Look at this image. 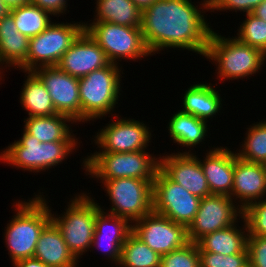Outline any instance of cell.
Segmentation results:
<instances>
[{"instance_id": "cell-1", "label": "cell", "mask_w": 266, "mask_h": 267, "mask_svg": "<svg viewBox=\"0 0 266 267\" xmlns=\"http://www.w3.org/2000/svg\"><path fill=\"white\" fill-rule=\"evenodd\" d=\"M192 3V0H156L142 11L140 28L151 56L164 48L187 49L205 56L212 31L203 14L209 11V0L197 2L200 6Z\"/></svg>"}, {"instance_id": "cell-2", "label": "cell", "mask_w": 266, "mask_h": 267, "mask_svg": "<svg viewBox=\"0 0 266 267\" xmlns=\"http://www.w3.org/2000/svg\"><path fill=\"white\" fill-rule=\"evenodd\" d=\"M40 192L31 200L16 201V213L4 230V240L12 264L18 260L34 257L38 238L51 222V208ZM43 196V197H42ZM10 253V254H9Z\"/></svg>"}, {"instance_id": "cell-3", "label": "cell", "mask_w": 266, "mask_h": 267, "mask_svg": "<svg viewBox=\"0 0 266 267\" xmlns=\"http://www.w3.org/2000/svg\"><path fill=\"white\" fill-rule=\"evenodd\" d=\"M204 57L216 64L217 78L223 82L254 76L266 61V55L259 49L242 43L236 37L221 36L213 29Z\"/></svg>"}, {"instance_id": "cell-4", "label": "cell", "mask_w": 266, "mask_h": 267, "mask_svg": "<svg viewBox=\"0 0 266 267\" xmlns=\"http://www.w3.org/2000/svg\"><path fill=\"white\" fill-rule=\"evenodd\" d=\"M85 174L100 180L137 178L154 181L159 168V157L147 150L135 152H94L83 160Z\"/></svg>"}, {"instance_id": "cell-5", "label": "cell", "mask_w": 266, "mask_h": 267, "mask_svg": "<svg viewBox=\"0 0 266 267\" xmlns=\"http://www.w3.org/2000/svg\"><path fill=\"white\" fill-rule=\"evenodd\" d=\"M22 137L0 152V161L24 171L40 172L49 170L67 159L77 150L78 141L40 142L24 129ZM77 147V148H76ZM76 148V149H75Z\"/></svg>"}, {"instance_id": "cell-6", "label": "cell", "mask_w": 266, "mask_h": 267, "mask_svg": "<svg viewBox=\"0 0 266 267\" xmlns=\"http://www.w3.org/2000/svg\"><path fill=\"white\" fill-rule=\"evenodd\" d=\"M121 70L117 64L109 63L78 79L81 122L102 119L108 114L114 116L112 113L121 95Z\"/></svg>"}, {"instance_id": "cell-7", "label": "cell", "mask_w": 266, "mask_h": 267, "mask_svg": "<svg viewBox=\"0 0 266 267\" xmlns=\"http://www.w3.org/2000/svg\"><path fill=\"white\" fill-rule=\"evenodd\" d=\"M87 195L84 192L74 195L61 216L51 213V221L60 230L70 253L77 261L91 248L96 215L101 210L99 203Z\"/></svg>"}, {"instance_id": "cell-8", "label": "cell", "mask_w": 266, "mask_h": 267, "mask_svg": "<svg viewBox=\"0 0 266 267\" xmlns=\"http://www.w3.org/2000/svg\"><path fill=\"white\" fill-rule=\"evenodd\" d=\"M72 23L52 22L43 32L30 38L27 59L18 70L33 72L41 67L56 66L63 54L84 31L85 22Z\"/></svg>"}, {"instance_id": "cell-9", "label": "cell", "mask_w": 266, "mask_h": 267, "mask_svg": "<svg viewBox=\"0 0 266 267\" xmlns=\"http://www.w3.org/2000/svg\"><path fill=\"white\" fill-rule=\"evenodd\" d=\"M84 30L103 49L110 63L118 65L121 59L136 61L151 55L140 27H127L109 22H86Z\"/></svg>"}, {"instance_id": "cell-10", "label": "cell", "mask_w": 266, "mask_h": 267, "mask_svg": "<svg viewBox=\"0 0 266 267\" xmlns=\"http://www.w3.org/2000/svg\"><path fill=\"white\" fill-rule=\"evenodd\" d=\"M112 206L107 212L127 219L131 224L153 211V182L137 178L100 181Z\"/></svg>"}, {"instance_id": "cell-11", "label": "cell", "mask_w": 266, "mask_h": 267, "mask_svg": "<svg viewBox=\"0 0 266 267\" xmlns=\"http://www.w3.org/2000/svg\"><path fill=\"white\" fill-rule=\"evenodd\" d=\"M200 200L158 168L153 181L154 212L188 228L198 211Z\"/></svg>"}, {"instance_id": "cell-12", "label": "cell", "mask_w": 266, "mask_h": 267, "mask_svg": "<svg viewBox=\"0 0 266 267\" xmlns=\"http://www.w3.org/2000/svg\"><path fill=\"white\" fill-rule=\"evenodd\" d=\"M237 204L227 195L211 194L202 198L194 220L187 228L189 242L196 243L206 234L239 222L237 220L243 217V210Z\"/></svg>"}, {"instance_id": "cell-13", "label": "cell", "mask_w": 266, "mask_h": 267, "mask_svg": "<svg viewBox=\"0 0 266 267\" xmlns=\"http://www.w3.org/2000/svg\"><path fill=\"white\" fill-rule=\"evenodd\" d=\"M132 232L160 256L189 243L185 226L154 211L134 222Z\"/></svg>"}, {"instance_id": "cell-14", "label": "cell", "mask_w": 266, "mask_h": 267, "mask_svg": "<svg viewBox=\"0 0 266 267\" xmlns=\"http://www.w3.org/2000/svg\"><path fill=\"white\" fill-rule=\"evenodd\" d=\"M118 118L101 130L94 136V143L99 148V152H135L147 149L151 142L152 133L143 122L135 119ZM101 148V149H100Z\"/></svg>"}, {"instance_id": "cell-15", "label": "cell", "mask_w": 266, "mask_h": 267, "mask_svg": "<svg viewBox=\"0 0 266 267\" xmlns=\"http://www.w3.org/2000/svg\"><path fill=\"white\" fill-rule=\"evenodd\" d=\"M33 73L48 90L55 110L81 123V102L78 78L65 73L57 66L41 67Z\"/></svg>"}, {"instance_id": "cell-16", "label": "cell", "mask_w": 266, "mask_h": 267, "mask_svg": "<svg viewBox=\"0 0 266 267\" xmlns=\"http://www.w3.org/2000/svg\"><path fill=\"white\" fill-rule=\"evenodd\" d=\"M172 153L159 157V168L174 182L200 199L211 195L199 162V157L192 151ZM194 154V155H193Z\"/></svg>"}, {"instance_id": "cell-17", "label": "cell", "mask_w": 266, "mask_h": 267, "mask_svg": "<svg viewBox=\"0 0 266 267\" xmlns=\"http://www.w3.org/2000/svg\"><path fill=\"white\" fill-rule=\"evenodd\" d=\"M109 63L103 49L84 30L63 54L56 66L79 79Z\"/></svg>"}, {"instance_id": "cell-18", "label": "cell", "mask_w": 266, "mask_h": 267, "mask_svg": "<svg viewBox=\"0 0 266 267\" xmlns=\"http://www.w3.org/2000/svg\"><path fill=\"white\" fill-rule=\"evenodd\" d=\"M104 211L102 207L96 215L91 248L104 251V255L118 267L122 246L132 232V224L125 218Z\"/></svg>"}, {"instance_id": "cell-19", "label": "cell", "mask_w": 266, "mask_h": 267, "mask_svg": "<svg viewBox=\"0 0 266 267\" xmlns=\"http://www.w3.org/2000/svg\"><path fill=\"white\" fill-rule=\"evenodd\" d=\"M265 196L266 175L262 163L245 161L235 152L234 181L230 198L234 202L237 200L239 207L244 210Z\"/></svg>"}, {"instance_id": "cell-20", "label": "cell", "mask_w": 266, "mask_h": 267, "mask_svg": "<svg viewBox=\"0 0 266 267\" xmlns=\"http://www.w3.org/2000/svg\"><path fill=\"white\" fill-rule=\"evenodd\" d=\"M200 165L211 194L231 196L234 181L235 152L228 147H213Z\"/></svg>"}, {"instance_id": "cell-21", "label": "cell", "mask_w": 266, "mask_h": 267, "mask_svg": "<svg viewBox=\"0 0 266 267\" xmlns=\"http://www.w3.org/2000/svg\"><path fill=\"white\" fill-rule=\"evenodd\" d=\"M29 42L30 38L18 31L10 12L0 19V81L4 66L17 69L27 59Z\"/></svg>"}, {"instance_id": "cell-22", "label": "cell", "mask_w": 266, "mask_h": 267, "mask_svg": "<svg viewBox=\"0 0 266 267\" xmlns=\"http://www.w3.org/2000/svg\"><path fill=\"white\" fill-rule=\"evenodd\" d=\"M34 258L49 267H76L79 262L70 253L60 230L52 221L42 230L38 238Z\"/></svg>"}, {"instance_id": "cell-23", "label": "cell", "mask_w": 266, "mask_h": 267, "mask_svg": "<svg viewBox=\"0 0 266 267\" xmlns=\"http://www.w3.org/2000/svg\"><path fill=\"white\" fill-rule=\"evenodd\" d=\"M243 220V221H242ZM242 229L237 228V224H233L227 228L217 230L206 234L196 243L199 251L212 252L223 255H233L237 253H249L247 249L248 229L245 219Z\"/></svg>"}, {"instance_id": "cell-24", "label": "cell", "mask_w": 266, "mask_h": 267, "mask_svg": "<svg viewBox=\"0 0 266 267\" xmlns=\"http://www.w3.org/2000/svg\"><path fill=\"white\" fill-rule=\"evenodd\" d=\"M216 90L208 83L198 82L191 85L182 98L181 111L209 122L216 113L220 112L223 104L221 95Z\"/></svg>"}, {"instance_id": "cell-25", "label": "cell", "mask_w": 266, "mask_h": 267, "mask_svg": "<svg viewBox=\"0 0 266 267\" xmlns=\"http://www.w3.org/2000/svg\"><path fill=\"white\" fill-rule=\"evenodd\" d=\"M70 123H76L71 117L64 114L49 116L28 117L24 120V130L36 137L40 142L78 141L75 139Z\"/></svg>"}, {"instance_id": "cell-26", "label": "cell", "mask_w": 266, "mask_h": 267, "mask_svg": "<svg viewBox=\"0 0 266 267\" xmlns=\"http://www.w3.org/2000/svg\"><path fill=\"white\" fill-rule=\"evenodd\" d=\"M207 126L206 121L178 110L169 120L167 128L174 143L191 149L205 141Z\"/></svg>"}, {"instance_id": "cell-27", "label": "cell", "mask_w": 266, "mask_h": 267, "mask_svg": "<svg viewBox=\"0 0 266 267\" xmlns=\"http://www.w3.org/2000/svg\"><path fill=\"white\" fill-rule=\"evenodd\" d=\"M27 79L20 92V103L28 117L49 116L58 114L51 96L42 81L33 72H24Z\"/></svg>"}, {"instance_id": "cell-28", "label": "cell", "mask_w": 266, "mask_h": 267, "mask_svg": "<svg viewBox=\"0 0 266 267\" xmlns=\"http://www.w3.org/2000/svg\"><path fill=\"white\" fill-rule=\"evenodd\" d=\"M93 22H109L127 27H141L142 12L132 0H96Z\"/></svg>"}, {"instance_id": "cell-29", "label": "cell", "mask_w": 266, "mask_h": 267, "mask_svg": "<svg viewBox=\"0 0 266 267\" xmlns=\"http://www.w3.org/2000/svg\"><path fill=\"white\" fill-rule=\"evenodd\" d=\"M161 256L131 232L122 246L119 267H160Z\"/></svg>"}, {"instance_id": "cell-30", "label": "cell", "mask_w": 266, "mask_h": 267, "mask_svg": "<svg viewBox=\"0 0 266 267\" xmlns=\"http://www.w3.org/2000/svg\"><path fill=\"white\" fill-rule=\"evenodd\" d=\"M20 33L32 38L43 32L51 23L50 13L31 3L10 10Z\"/></svg>"}, {"instance_id": "cell-31", "label": "cell", "mask_w": 266, "mask_h": 267, "mask_svg": "<svg viewBox=\"0 0 266 267\" xmlns=\"http://www.w3.org/2000/svg\"><path fill=\"white\" fill-rule=\"evenodd\" d=\"M245 140L236 155L249 162L266 161V120L256 122L247 128Z\"/></svg>"}, {"instance_id": "cell-32", "label": "cell", "mask_w": 266, "mask_h": 267, "mask_svg": "<svg viewBox=\"0 0 266 267\" xmlns=\"http://www.w3.org/2000/svg\"><path fill=\"white\" fill-rule=\"evenodd\" d=\"M239 41L251 47L259 49L266 55V22L252 13H247L243 23L238 27Z\"/></svg>"}, {"instance_id": "cell-33", "label": "cell", "mask_w": 266, "mask_h": 267, "mask_svg": "<svg viewBox=\"0 0 266 267\" xmlns=\"http://www.w3.org/2000/svg\"><path fill=\"white\" fill-rule=\"evenodd\" d=\"M160 267H200L197 243L189 242L184 247L161 256Z\"/></svg>"}, {"instance_id": "cell-34", "label": "cell", "mask_w": 266, "mask_h": 267, "mask_svg": "<svg viewBox=\"0 0 266 267\" xmlns=\"http://www.w3.org/2000/svg\"><path fill=\"white\" fill-rule=\"evenodd\" d=\"M248 235L266 236V198L254 202L243 210Z\"/></svg>"}, {"instance_id": "cell-35", "label": "cell", "mask_w": 266, "mask_h": 267, "mask_svg": "<svg viewBox=\"0 0 266 267\" xmlns=\"http://www.w3.org/2000/svg\"><path fill=\"white\" fill-rule=\"evenodd\" d=\"M200 267H250L249 253L223 255L199 251Z\"/></svg>"}, {"instance_id": "cell-36", "label": "cell", "mask_w": 266, "mask_h": 267, "mask_svg": "<svg viewBox=\"0 0 266 267\" xmlns=\"http://www.w3.org/2000/svg\"><path fill=\"white\" fill-rule=\"evenodd\" d=\"M264 0H209V10L211 12L234 10L252 13V11ZM213 10V11H212Z\"/></svg>"}, {"instance_id": "cell-37", "label": "cell", "mask_w": 266, "mask_h": 267, "mask_svg": "<svg viewBox=\"0 0 266 267\" xmlns=\"http://www.w3.org/2000/svg\"><path fill=\"white\" fill-rule=\"evenodd\" d=\"M250 267H266V236L247 238Z\"/></svg>"}, {"instance_id": "cell-38", "label": "cell", "mask_w": 266, "mask_h": 267, "mask_svg": "<svg viewBox=\"0 0 266 267\" xmlns=\"http://www.w3.org/2000/svg\"><path fill=\"white\" fill-rule=\"evenodd\" d=\"M67 1L69 0H30V3L45 11H48L51 16L53 15L57 17L58 15L59 17L63 14H66L65 12L67 11L68 7Z\"/></svg>"}, {"instance_id": "cell-39", "label": "cell", "mask_w": 266, "mask_h": 267, "mask_svg": "<svg viewBox=\"0 0 266 267\" xmlns=\"http://www.w3.org/2000/svg\"><path fill=\"white\" fill-rule=\"evenodd\" d=\"M14 267H49L44 262L34 257L18 260L13 263Z\"/></svg>"}, {"instance_id": "cell-40", "label": "cell", "mask_w": 266, "mask_h": 267, "mask_svg": "<svg viewBox=\"0 0 266 267\" xmlns=\"http://www.w3.org/2000/svg\"><path fill=\"white\" fill-rule=\"evenodd\" d=\"M252 14L266 22V0L259 4Z\"/></svg>"}, {"instance_id": "cell-41", "label": "cell", "mask_w": 266, "mask_h": 267, "mask_svg": "<svg viewBox=\"0 0 266 267\" xmlns=\"http://www.w3.org/2000/svg\"><path fill=\"white\" fill-rule=\"evenodd\" d=\"M1 1H3L10 10L30 3V0H1Z\"/></svg>"}, {"instance_id": "cell-42", "label": "cell", "mask_w": 266, "mask_h": 267, "mask_svg": "<svg viewBox=\"0 0 266 267\" xmlns=\"http://www.w3.org/2000/svg\"><path fill=\"white\" fill-rule=\"evenodd\" d=\"M136 7L142 12L156 0H132Z\"/></svg>"}, {"instance_id": "cell-43", "label": "cell", "mask_w": 266, "mask_h": 267, "mask_svg": "<svg viewBox=\"0 0 266 267\" xmlns=\"http://www.w3.org/2000/svg\"><path fill=\"white\" fill-rule=\"evenodd\" d=\"M10 12V9L7 7V5L0 0V19L4 16H6Z\"/></svg>"}, {"instance_id": "cell-44", "label": "cell", "mask_w": 266, "mask_h": 267, "mask_svg": "<svg viewBox=\"0 0 266 267\" xmlns=\"http://www.w3.org/2000/svg\"><path fill=\"white\" fill-rule=\"evenodd\" d=\"M262 166H263V168H264V172H265V175H266V161H264V162L262 163Z\"/></svg>"}]
</instances>
